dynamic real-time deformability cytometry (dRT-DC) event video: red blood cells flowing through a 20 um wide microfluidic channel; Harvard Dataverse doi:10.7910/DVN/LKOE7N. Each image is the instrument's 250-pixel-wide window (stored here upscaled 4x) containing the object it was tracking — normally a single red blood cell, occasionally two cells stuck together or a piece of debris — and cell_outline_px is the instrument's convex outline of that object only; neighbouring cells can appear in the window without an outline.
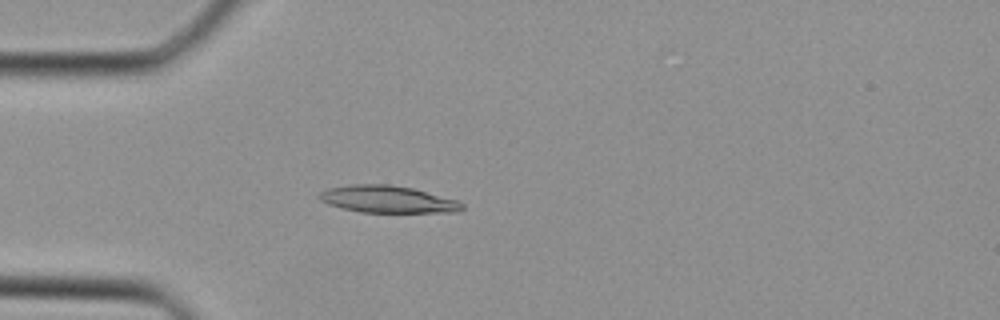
{"species": "Egyptian fruit bat (a non-hibernating species)", "species_latin": "Rousettus aegyptiacus", "temperature_condition": "cold", "stored_images_in_passage": 32, "camera_frame_rate_fps": 3000, "um_per_image_px": 0.085, "animal": {"sex": "female"}, "frame": {"image": 1, "passage_image": 4, "time_ms": 1.0, "image_size_px": [1000, 320], "cell_outline_px": [[464, 208], [460, 212], [360, 212], [328, 204], [320, 200], [316, 196], [320, 192], [328, 188], [352, 184], [388, 184], [412, 188], [456, 200], [464, 204]], "centroid_in_image_um": [32.93, 16.94], "position_along_channel_um": 52.1, "area_um2": 22.43}}
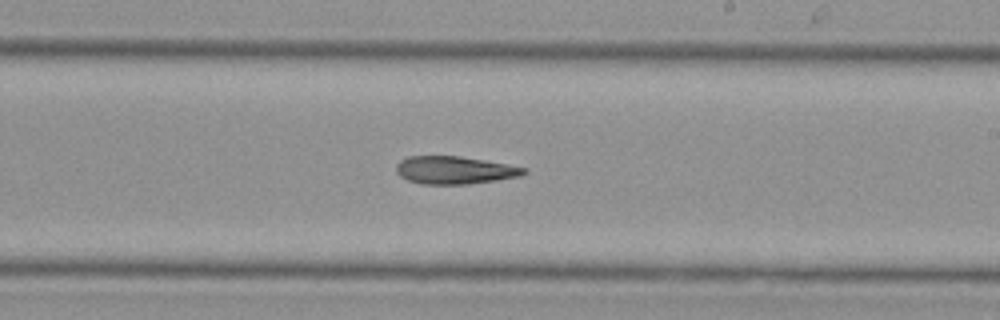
{"frame": {"image": 2, "passage_image": 16, "time_ms": 5.0, "image_size_px": [1000, 320], "cell_outline_px": [[528, 172], [520, 176], [496, 180], [468, 184], [424, 184], [408, 180], [400, 176], [396, 172], [396, 164], [400, 160], [408, 156], [460, 156], [484, 160], [528, 168]], "centroid_in_image_um": [38.64, 14.46], "position_along_channel_um": 250.4, "area_um2": 20.63}}
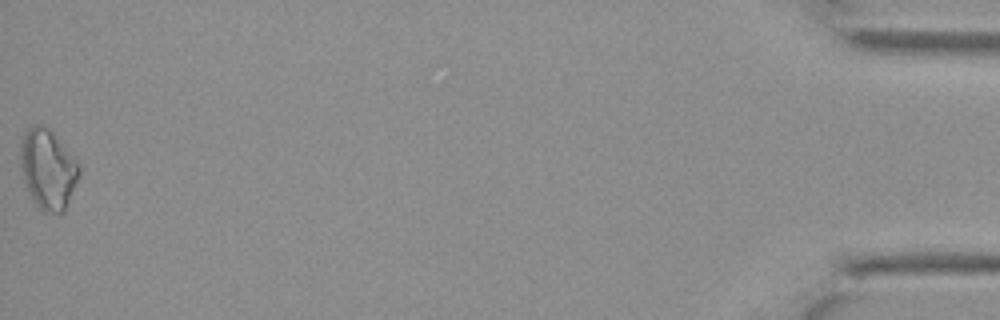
{"frame": {"image": 3, "passage_image": 32, "time_ms": 10.333, "image_size_px": [1000, 320], "cell_outline_px": [[80, 176], [64, 212], [44, 212], [36, 204], [28, 192], [24, 180], [20, 156], [20, 144], [24, 132], [32, 124], [40, 124], [48, 128], [52, 132], [76, 160], [80, 168]], "centroid_in_image_um": [4.07, 14.37], "position_along_channel_um": 431.1, "area_um2": 27.11}}